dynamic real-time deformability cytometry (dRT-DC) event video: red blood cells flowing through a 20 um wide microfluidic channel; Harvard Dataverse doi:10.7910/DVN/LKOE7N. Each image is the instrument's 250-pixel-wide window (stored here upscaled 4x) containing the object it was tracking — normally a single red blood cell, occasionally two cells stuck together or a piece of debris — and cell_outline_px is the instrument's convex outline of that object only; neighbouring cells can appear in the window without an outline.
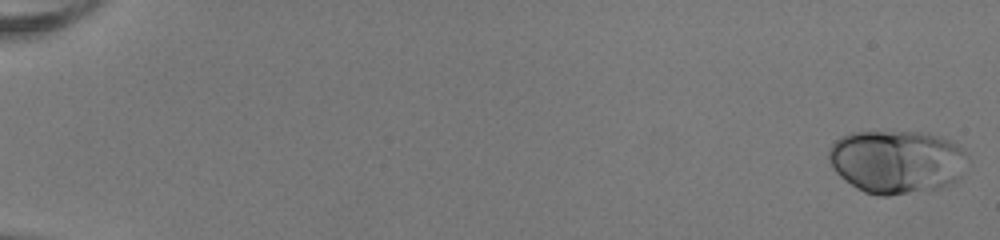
{"species": "human", "species_latin": "Homo sapiens", "temperature_condition": "room temperature", "stored_images_in_passage": 52, "camera_frame_rate_fps": 3000, "um_per_image_px": 0.085, "donor": {"sex": "female"}, "frame": {"image": 1, "passage_image": 1, "time_ms": 0.0, "image_size_px": [1000, 240], "cell_outline_px": [[968, 156], [960, 176], [956, 180], [940, 188], [928, 192], [888, 196], [880, 196], [864, 192], [856, 188], [840, 176], [832, 168], [828, 160], [828, 148], [840, 136], [852, 132], [928, 132], [952, 140], [960, 144], [964, 148]], "centroid_in_image_um": [76.23, 13.74], "position_along_channel_um": 8.8, "area_um2": 52.19}}
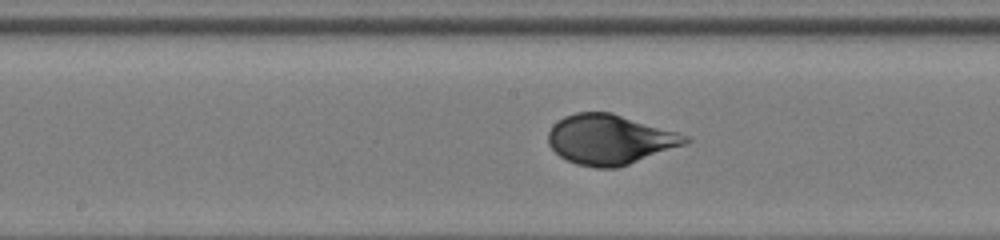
{"frame": {"image": 2, "passage_image": 29, "time_ms": 9.333, "image_size_px": [1000, 240], "cell_outline_px": [[692, 140], [684, 144], [628, 164], [616, 168], [596, 168], [576, 164], [560, 156], [548, 144], [548, 132], [552, 124], [564, 116], [576, 112], [612, 112], [680, 132], [688, 136]], "centroid_in_image_um": [51.82, 11.84], "position_along_channel_um": 196.4, "area_um2": 39.88}}
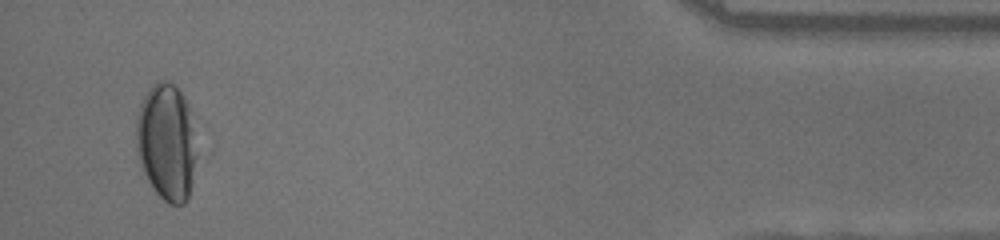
{"frame": {"image": 3, "passage_image": 50, "time_ms": 16.333, "image_size_px": [1000, 240], "cell_outline_px": [[196, 156], [192, 180], [188, 200], [184, 204], [168, 204], [156, 192], [148, 180], [144, 172], [136, 148], [136, 120], [140, 104], [148, 88], [156, 80], [168, 80], [176, 84], [188, 108], [196, 152]], "centroid_in_image_um": [14.13, 12.06], "position_along_channel_um": 421.1, "area_um2": 40.86}, "authors_computed_cell_mechanics": {"area_um2": 41.8183, "velocity_mm_per_s": 4.0542, "shape_relaxation_time_tau1_ms": 3.6741, "shape_relaxation_time_tau2_ms": null, "deformation_change_tau1": 0.1751, "deformation_change_tau2": null}}